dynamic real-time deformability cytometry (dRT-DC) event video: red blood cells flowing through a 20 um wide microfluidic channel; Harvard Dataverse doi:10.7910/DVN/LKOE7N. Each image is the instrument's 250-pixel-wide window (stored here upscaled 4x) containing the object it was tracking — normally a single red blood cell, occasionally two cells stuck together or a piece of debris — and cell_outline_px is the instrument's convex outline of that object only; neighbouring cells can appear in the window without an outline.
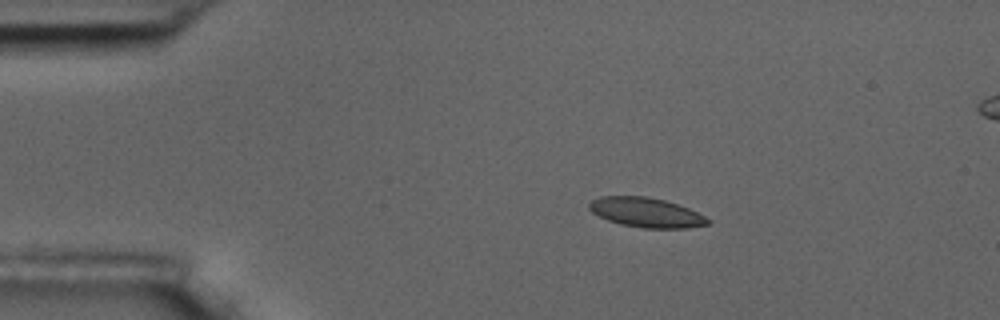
{"species": "common noctule bat (a hibernating species)", "species_latin": "Nyctalus noctula", "temperature_condition": "room temperature", "stored_images_in_passage": 5, "segment_of_instrument_passage": [1, 2], "camera_frame_rate_fps": 3000, "um_per_image_px": 0.085, "animal": {"sex": "male", "body_mass_g": 17.5, "forearm_length_mm": 52.3}, "frame": {"image": 1, "passage_image": 3, "time_ms": 2.333, "image_size_px": [1000, 320], "cell_outline_px": [[712, 220], [708, 224], [688, 228], [644, 228], [620, 224], [608, 220], [592, 212], [588, 208], [588, 204], [592, 200], [600, 196], [648, 196], [664, 200], [688, 208]], "centroid_in_image_um": [54.91, 18.06], "position_along_channel_um": 30.1, "area_um2": 20.4}}